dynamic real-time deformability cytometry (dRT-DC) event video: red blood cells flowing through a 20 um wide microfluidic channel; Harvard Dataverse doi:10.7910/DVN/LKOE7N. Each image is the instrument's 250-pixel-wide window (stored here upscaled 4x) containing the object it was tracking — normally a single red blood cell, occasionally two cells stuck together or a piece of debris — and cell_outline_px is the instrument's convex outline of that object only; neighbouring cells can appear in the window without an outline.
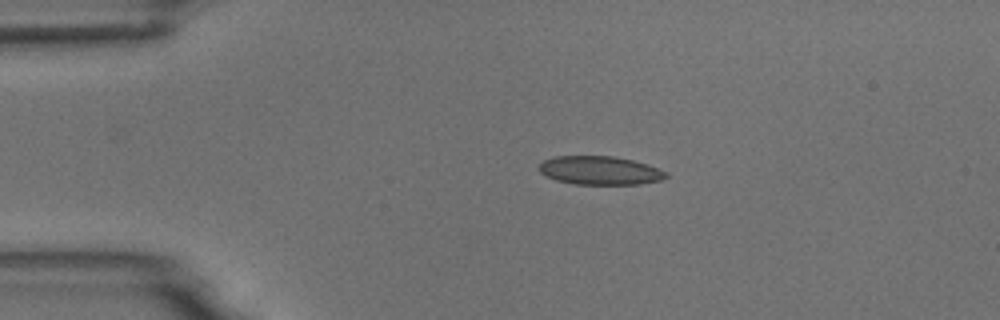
{"species": "common noctule bat (a hibernating species)", "species_latin": "Nyctalus noctula", "temperature_condition": "room temperature", "stored_images_in_passage": 2, "camera_frame_rate_fps": 3000, "um_per_image_px": 0.085, "animal": {"sex": "male", "body_mass_g": 18.8}, "frame": {"image": 1, "passage_image": 1, "time_ms": 0.0, "image_size_px": [1000, 320], "cell_outline_px": [[668, 176], [660, 180], [640, 184], [576, 184], [556, 180], [540, 172], [536, 168], [544, 160], [556, 156], [612, 156], [632, 160], [648, 164], [668, 172]], "centroid_in_image_um": [51.0, 14.48], "position_along_channel_um": 34.0, "area_um2": 21.1}}